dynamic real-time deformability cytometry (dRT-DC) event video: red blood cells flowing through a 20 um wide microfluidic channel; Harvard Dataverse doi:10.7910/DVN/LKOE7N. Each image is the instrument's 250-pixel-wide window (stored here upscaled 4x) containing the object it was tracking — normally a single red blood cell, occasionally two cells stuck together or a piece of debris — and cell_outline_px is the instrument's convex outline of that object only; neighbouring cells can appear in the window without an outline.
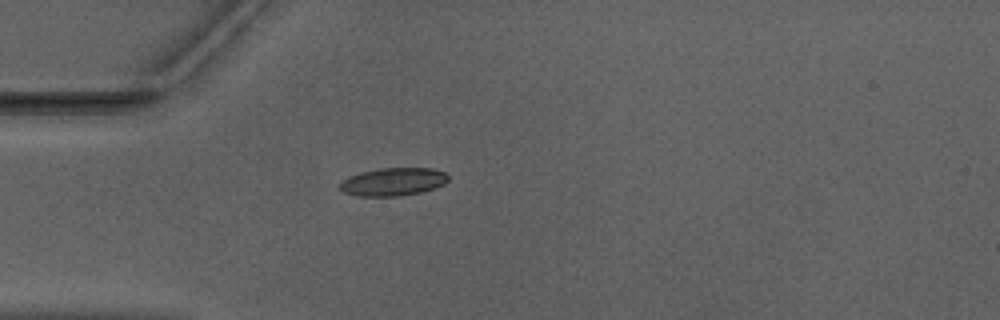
{"species": "Egyptian fruit bat (a non-hibernating species)", "species_latin": "Rousettus aegyptiacus", "temperature_condition": "warm", "stored_images_in_passage": 40, "camera_frame_rate_fps": 3000, "um_per_image_px": 0.085, "animal": {"sex": "male"}, "frame": {"image": 1, "passage_image": 3, "time_ms": 0.667, "image_size_px": [1000, 320], "cell_outline_px": [[448, 180], [444, 184], [420, 192], [400, 196], [356, 196], [344, 192], [340, 188], [340, 180], [348, 176], [360, 172], [380, 168], [432, 168], [444, 172], [448, 176]], "centroid_in_image_um": [33.37, 15.44], "position_along_channel_um": 51.6, "area_um2": 17.69}}
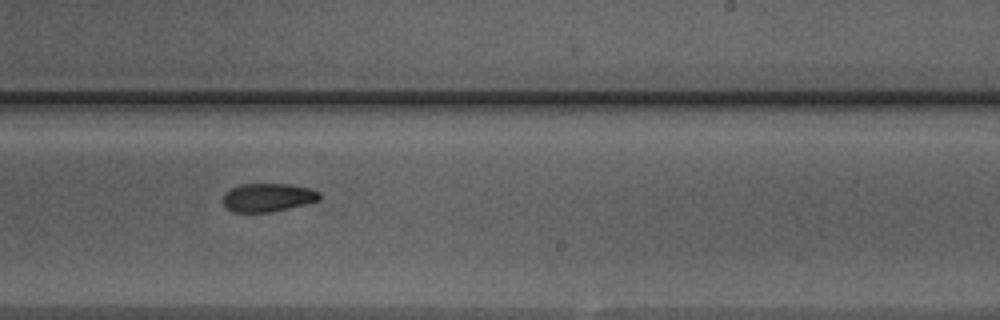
{"frame": {"image": 2, "passage_image": 20, "time_ms": 6.333, "image_size_px": [1000, 320], "cell_outline_px": [[320, 200], [272, 212], [232, 212], [224, 208], [224, 192], [240, 184], [288, 184], [308, 188], [320, 192]], "centroid_in_image_um": [22.73, 16.79], "position_along_channel_um": 266.3, "area_um2": 15.95}}
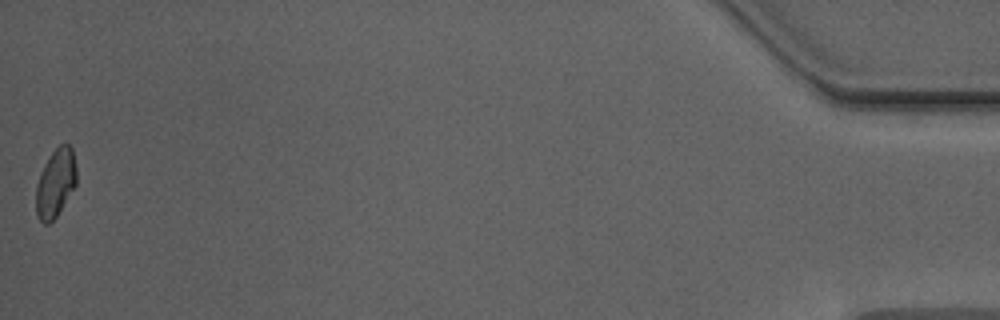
{"frame": {"image": 3, "passage_image": 40, "time_ms": 13.0, "image_size_px": [1000, 320], "cell_outline_px": [[76, 184], [56, 216], [48, 224], [44, 224], [36, 216], [36, 184], [40, 172], [44, 164], [52, 152], [60, 144], [68, 144], [72, 148], [76, 164]], "centroid_in_image_um": [4.71, 15.55], "position_along_channel_um": 430.5, "area_um2": 16.07}, "authors_computed_cell_mechanics": {"area_um2": 16.6753, "velocity_mm_per_s": 3.9755, "shape_relaxation_time_tau1_ms": 10.8239, "shape_relaxation_time_tau2_ms": 5.7947, "deformation_change_tau1": 0.2203, "deformation_change_tau2": 0.091}}